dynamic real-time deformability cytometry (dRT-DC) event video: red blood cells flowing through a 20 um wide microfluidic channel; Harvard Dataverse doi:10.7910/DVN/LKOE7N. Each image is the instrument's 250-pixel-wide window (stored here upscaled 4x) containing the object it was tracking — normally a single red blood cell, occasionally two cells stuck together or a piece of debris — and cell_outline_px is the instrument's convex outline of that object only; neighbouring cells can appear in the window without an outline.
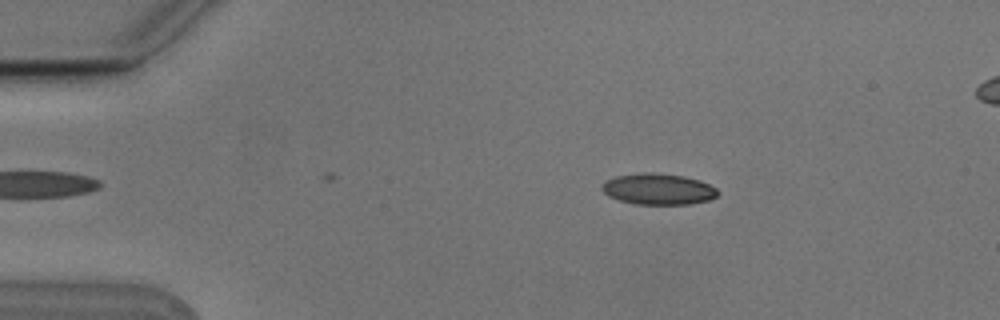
{"species": "Egyptian fruit bat (a non-hibernating species)", "species_latin": "Rousettus aegyptiacus", "temperature_condition": "cold", "stored_images_in_passage": 4, "camera_frame_rate_fps": 3000, "um_per_image_px": 0.085, "animal": {"sex": "male"}, "frame": {"image": 1, "passage_image": 3, "time_ms": 0.667, "image_size_px": [1000, 320], "cell_outline_px": [[720, 192], [716, 196], [708, 200], [688, 204], [636, 204], [620, 200], [608, 196], [600, 188], [600, 184], [604, 180], [616, 176], [640, 172], [652, 172], [684, 176], [700, 180], [716, 188]], "centroid_in_image_um": [55.91, 16.06], "position_along_channel_um": 29.1, "area_um2": 21.15}}